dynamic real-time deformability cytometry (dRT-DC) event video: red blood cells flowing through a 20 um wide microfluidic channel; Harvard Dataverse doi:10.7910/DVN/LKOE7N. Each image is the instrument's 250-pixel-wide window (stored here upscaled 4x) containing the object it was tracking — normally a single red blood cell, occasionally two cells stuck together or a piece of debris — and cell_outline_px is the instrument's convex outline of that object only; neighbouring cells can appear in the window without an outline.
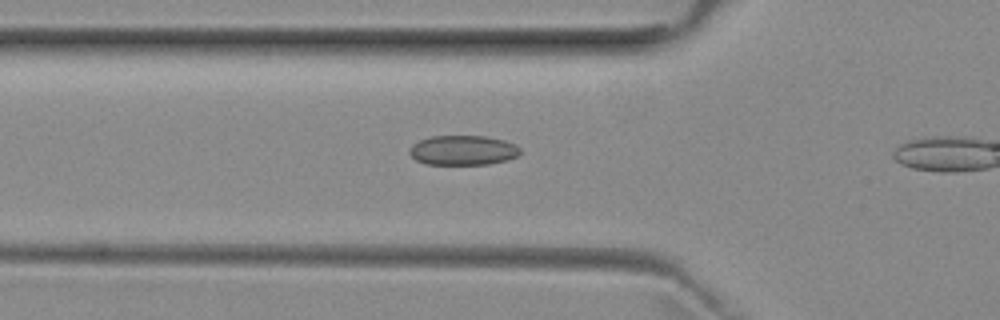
{"species": "common noctule bat (a hibernating species)", "species_latin": "Nyctalus noctula", "temperature_condition": "room temperature", "stored_images_in_passage": 11, "camera_frame_rate_fps": 3000, "um_per_image_px": 0.085, "animal": {"sex": "female", "body_mass_g": 29.2, "forearm_length_mm": 56.3}, "frame": {"image": 1, "passage_image": 9, "time_ms": 2.667, "image_size_px": [1000, 320], "cell_outline_px": [[520, 152], [516, 156], [508, 160], [488, 164], [424, 164], [416, 160], [408, 152], [412, 144], [420, 140], [432, 136], [484, 136], [504, 140], [516, 144], [520, 148]], "centroid_in_image_um": [39.35, 12.77], "position_along_channel_um": 86.5, "area_um2": 19.19}}